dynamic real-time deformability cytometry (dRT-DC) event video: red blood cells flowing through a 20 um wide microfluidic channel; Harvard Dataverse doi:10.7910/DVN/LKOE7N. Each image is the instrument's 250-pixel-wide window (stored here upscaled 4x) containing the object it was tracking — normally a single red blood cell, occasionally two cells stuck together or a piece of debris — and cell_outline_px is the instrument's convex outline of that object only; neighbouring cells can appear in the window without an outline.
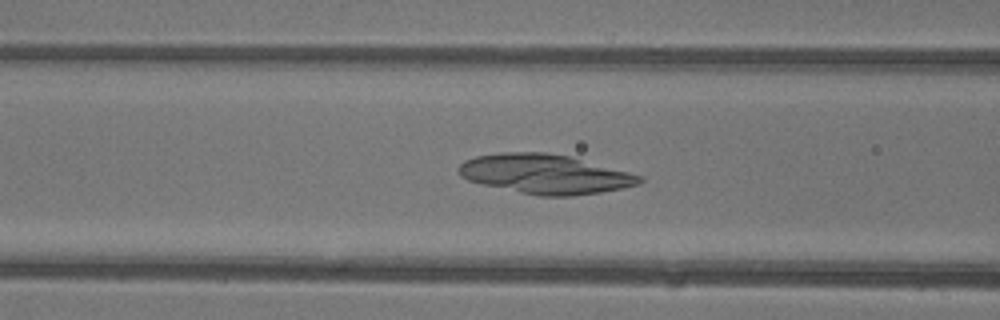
{"species": "common noctule bat (a hibernating species)", "species_latin": "Nyctalus noctula", "temperature_condition": "warm", "stored_images_in_passage": 43, "camera_frame_rate_fps": 3000, "um_per_image_px": 0.085, "animal": {"sex": "female"}, "frame": {"image": 1, "passage_image": 16, "time_ms": 5.0, "image_size_px": [1000, 320], "cell_outline_px": [[644, 180], [640, 184], [624, 188], [600, 192], [572, 196], [540, 196], [520, 192], [484, 184], [468, 180], [460, 176], [456, 168], [464, 160], [476, 156], [500, 152], [544, 152], [568, 156], [644, 176]], "centroid_in_image_um": [46.33, 14.79], "position_along_channel_um": 120.3, "area_um2": 41.44}}
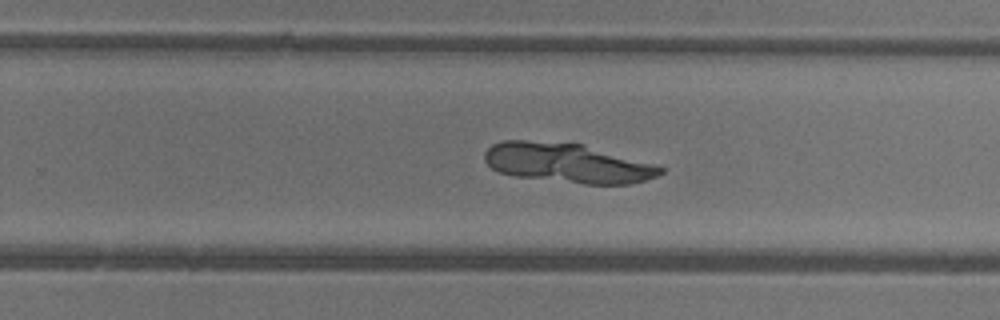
{"frame": {"image": 2, "passage_image": 27, "time_ms": 8.667, "image_size_px": [1000, 320], "cell_outline_px": [[664, 172], [656, 176], [632, 184], [584, 184], [516, 176], [500, 172], [492, 168], [484, 160], [484, 152], [492, 144], [504, 140], [524, 140], [584, 144], [656, 164], [664, 168]], "centroid_in_image_um": [48.25, 13.85], "position_along_channel_um": 281.5, "area_um2": 40.58}}
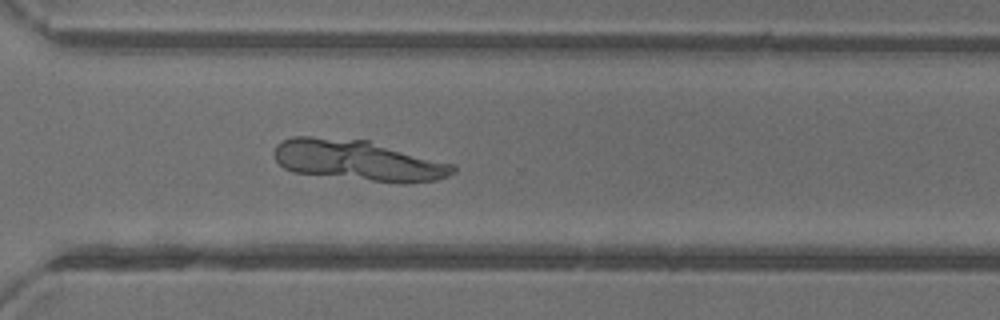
{"frame": {"image": 3, "passage_image": 31, "time_ms": 10.0, "image_size_px": [1000, 320], "cell_outline_px": [[456, 172], [448, 176], [436, 180], [404, 184], [400, 184], [292, 172], [284, 168], [276, 160], [272, 152], [276, 144], [292, 136], [308, 136], [368, 140], [456, 164]], "centroid_in_image_um": [30.47, 13.64], "position_along_channel_um": 340.1, "area_um2": 42.95}}